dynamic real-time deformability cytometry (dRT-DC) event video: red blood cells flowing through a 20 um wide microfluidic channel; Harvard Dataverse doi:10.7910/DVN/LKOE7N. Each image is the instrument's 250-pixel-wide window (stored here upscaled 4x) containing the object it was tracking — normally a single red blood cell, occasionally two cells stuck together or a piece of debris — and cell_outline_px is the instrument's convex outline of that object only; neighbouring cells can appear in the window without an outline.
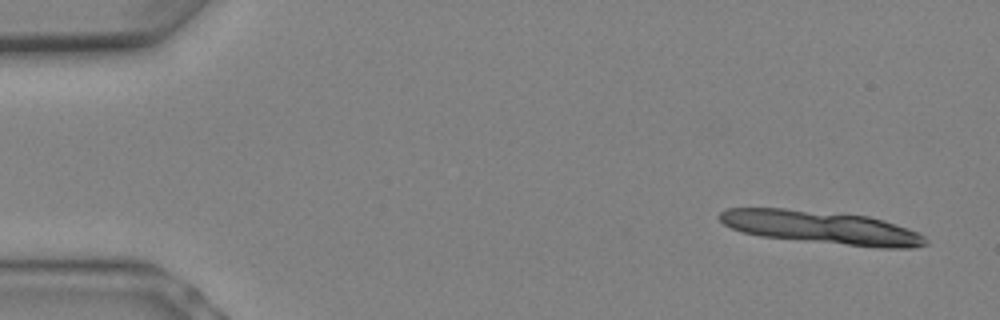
{"species": "Egyptian fruit bat (a non-hibernating species)", "species_latin": "Rousettus aegyptiacus", "temperature_condition": "warm", "stored_images_in_passage": 8, "segment_of_instrument_passage": [1, 2], "camera_frame_rate_fps": 3000, "um_per_image_px": 0.085, "animal": {"sex": "female"}, "frame": {"image": 1, "passage_image": 1, "time_ms": 0.0, "image_size_px": [1000, 320], "cell_outline_px": [[928, 244], [912, 248], [880, 248], [760, 236], [744, 232], [732, 228], [724, 224], [720, 220], [720, 212], [728, 208], [784, 208], [868, 216], [884, 220], [908, 228], [924, 236], [928, 240]], "centroid_in_image_um": [69.86, 19.33], "position_along_channel_um": 15.1, "area_um2": 39.36}}